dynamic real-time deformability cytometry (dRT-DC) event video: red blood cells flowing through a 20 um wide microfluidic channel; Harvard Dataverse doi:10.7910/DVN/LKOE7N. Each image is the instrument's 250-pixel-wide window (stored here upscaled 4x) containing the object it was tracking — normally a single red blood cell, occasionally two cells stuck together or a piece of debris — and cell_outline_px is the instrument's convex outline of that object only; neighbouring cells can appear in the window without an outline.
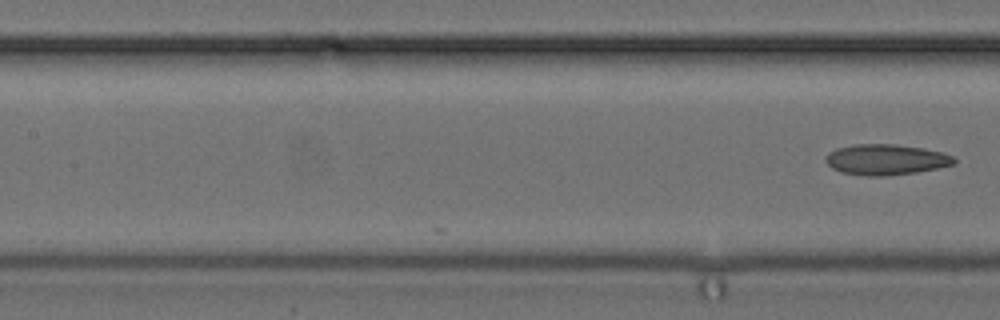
{"species": "common noctule bat (a hibernating species)", "species_latin": "Nyctalus noctula", "temperature_condition": "cold", "stored_images_in_passage": 20, "camera_frame_rate_fps": 3000, "um_per_image_px": 0.085, "animal": {"sex": "female", "body_mass_g": 24.6, "forearm_length_mm": 56.2}, "frame": {"image": 1, "passage_image": 20, "time_ms": 6.333, "image_size_px": [1000, 320], "cell_outline_px": [[956, 164], [916, 172], [888, 176], [864, 176], [840, 172], [832, 168], [824, 160], [824, 156], [828, 152], [836, 148], [856, 144], [896, 144], [924, 148], [944, 152], [952, 156], [956, 160]], "centroid_in_image_um": [75.28, 13.56], "position_along_channel_um": 132.1, "area_um2": 23.24}}